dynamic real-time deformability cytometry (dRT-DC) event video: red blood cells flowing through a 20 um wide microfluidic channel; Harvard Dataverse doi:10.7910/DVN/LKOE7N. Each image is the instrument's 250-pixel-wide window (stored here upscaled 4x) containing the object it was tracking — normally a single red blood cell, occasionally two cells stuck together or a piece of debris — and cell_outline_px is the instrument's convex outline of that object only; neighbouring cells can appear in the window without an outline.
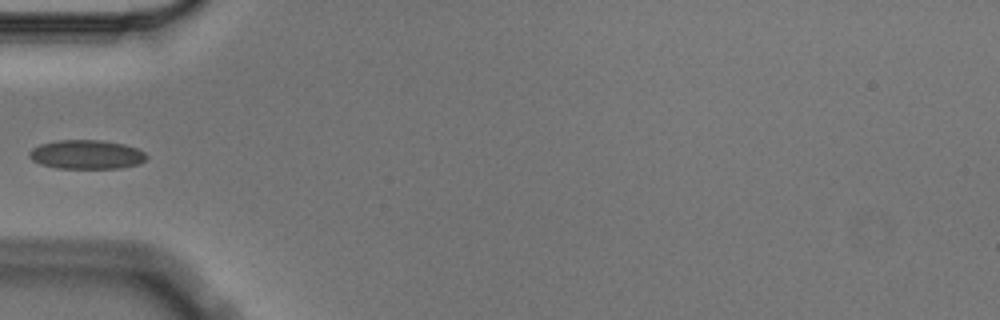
{"species": "Egyptian fruit bat (a non-hibernating species)", "species_latin": "Rousettus aegyptiacus", "temperature_condition": "cold", "stored_images_in_passage": 6, "camera_frame_rate_fps": 3000, "um_per_image_px": 0.085, "animal": {"sex": "male"}, "frame": {"image": 1, "passage_image": 5, "time_ms": 1.333, "image_size_px": [1000, 320], "cell_outline_px": [[148, 156], [140, 164], [120, 168], [56, 168], [40, 164], [32, 160], [28, 156], [28, 152], [32, 148], [40, 144], [60, 140], [100, 140], [124, 144], [136, 148], [144, 152]], "centroid_in_image_um": [7.34, 13.14], "position_along_channel_um": 77.7, "area_um2": 19.88}}
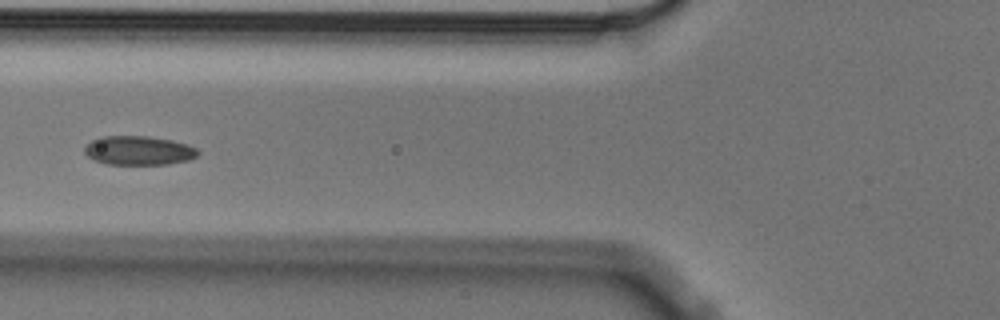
{"frame": {"image": 2, "passage_image": 6, "time_ms": 1.667, "image_size_px": [1000, 320], "cell_outline_px": [[200, 152], [196, 156], [188, 160], [168, 164], [108, 164], [96, 160], [88, 156], [84, 152], [84, 148], [92, 140], [100, 136], [148, 136], [172, 140], [188, 144], [196, 148]], "centroid_in_image_um": [11.8, 12.78], "position_along_channel_um": 114.0, "area_um2": 19.13}}